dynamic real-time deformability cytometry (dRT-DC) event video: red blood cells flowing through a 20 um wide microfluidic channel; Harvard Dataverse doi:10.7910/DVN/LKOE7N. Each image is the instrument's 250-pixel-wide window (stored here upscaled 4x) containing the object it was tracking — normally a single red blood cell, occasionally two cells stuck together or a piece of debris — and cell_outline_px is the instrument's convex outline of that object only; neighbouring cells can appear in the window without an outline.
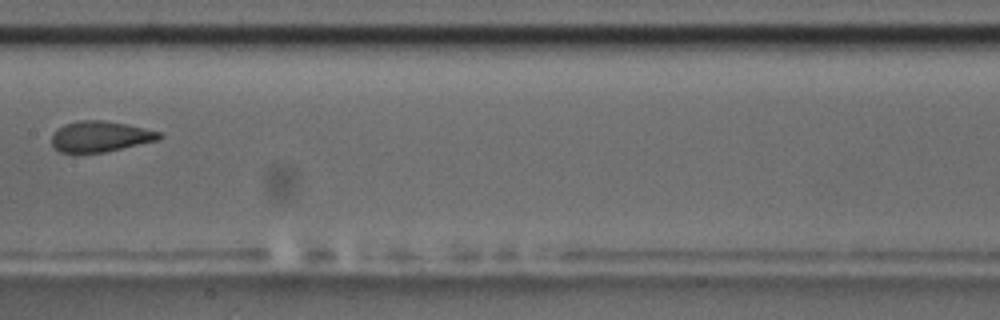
{"species": "common noctule bat (a hibernating species)", "species_latin": "Nyctalus noctula", "temperature_condition": "room temperature", "stored_images_in_passage": 13, "camera_frame_rate_fps": 3000, "um_per_image_px": 0.085, "animal": {"sex": "male", "body_mass_g": 17.5, "forearm_length_mm": 52.3}, "frame": {"image": 1, "passage_image": 10, "time_ms": 3.0, "image_size_px": [1000, 320], "cell_outline_px": [[164, 136], [160, 140], [104, 152], [60, 152], [52, 144], [52, 136], [64, 124], [76, 120], [104, 120], [144, 128], [160, 132]], "centroid_in_image_um": [8.56, 11.59], "position_along_channel_um": 198.8, "area_um2": 19.07}}